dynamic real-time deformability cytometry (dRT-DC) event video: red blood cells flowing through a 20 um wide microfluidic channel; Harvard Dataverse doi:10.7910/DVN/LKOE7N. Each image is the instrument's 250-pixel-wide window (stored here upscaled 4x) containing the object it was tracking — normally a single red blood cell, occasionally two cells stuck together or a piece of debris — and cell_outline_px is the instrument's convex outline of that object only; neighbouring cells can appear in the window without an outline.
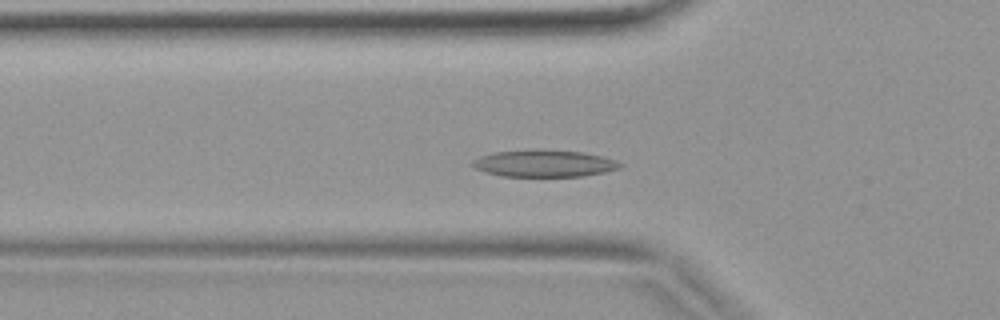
{"species": "common noctule bat (a hibernating species)", "species_latin": "Nyctalus noctula", "temperature_condition": "warm", "stored_images_in_passage": 33, "camera_frame_rate_fps": 3000, "um_per_image_px": 0.085, "animal": {"sex": "female", "body_mass_g": 19.9}, "frame": {"image": 1, "passage_image": 11, "time_ms": 3.333, "image_size_px": [1000, 320], "cell_outline_px": [[624, 164], [620, 168], [604, 172], [580, 176], [504, 176], [488, 172], [476, 168], [472, 164], [472, 160], [480, 156], [492, 152], [532, 148], [540, 148], [580, 152], [600, 156], [616, 160]], "centroid_in_image_um": [46.24, 13.86], "position_along_channel_um": 79.6, "area_um2": 23.29}}
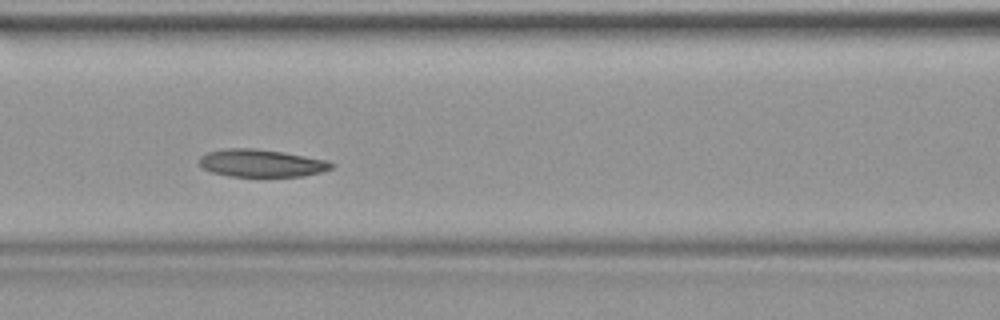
{"frame": {"image": 2, "passage_image": 15, "time_ms": 4.667, "image_size_px": [1000, 320], "cell_outline_px": [[336, 164], [332, 168], [320, 172], [304, 176], [232, 176], [212, 172], [204, 168], [200, 164], [200, 156], [208, 152], [228, 148], [256, 148], [284, 152], [328, 160]], "centroid_in_image_um": [22.26, 13.86], "position_along_channel_um": 144.3, "area_um2": 21.15}}
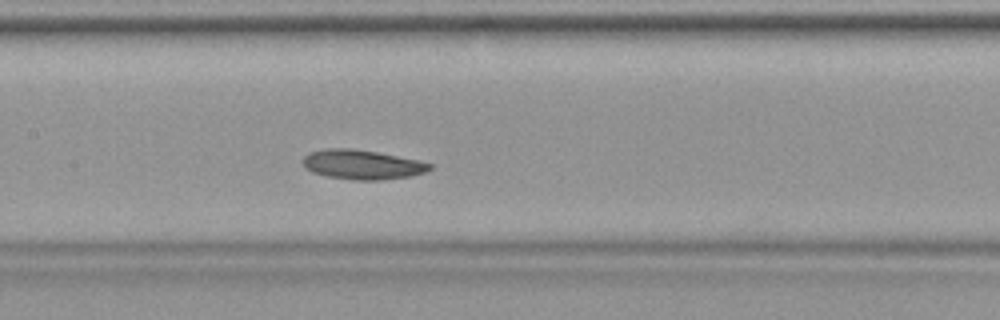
{"frame": {"image": 3, "passage_image": 17, "time_ms": 5.333, "image_size_px": [1000, 320], "cell_outline_px": [[432, 168], [424, 172], [412, 176], [380, 180], [352, 180], [328, 176], [312, 172], [304, 168], [304, 156], [308, 152], [324, 148], [352, 148], [376, 152], [420, 160], [432, 164]], "centroid_in_image_um": [30.78, 13.98], "position_along_channel_um": 176.6, "area_um2": 21.91}}